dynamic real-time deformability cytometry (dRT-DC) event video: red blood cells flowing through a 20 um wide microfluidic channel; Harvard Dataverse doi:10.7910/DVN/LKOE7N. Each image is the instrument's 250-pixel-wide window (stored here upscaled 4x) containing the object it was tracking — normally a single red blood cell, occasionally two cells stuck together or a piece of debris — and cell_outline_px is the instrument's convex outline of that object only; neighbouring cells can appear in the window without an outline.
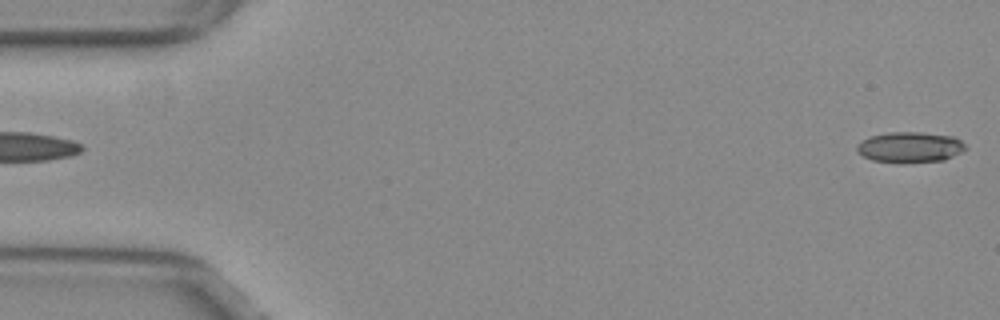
{"species": "common noctule bat (a hibernating species)", "species_latin": "Nyctalus noctula", "temperature_condition": "warm", "stored_images_in_passage": 40, "camera_frame_rate_fps": 3000, "um_per_image_px": 0.085, "animal": {"sex": "female", "body_mass_g": 29.2, "forearm_length_mm": 56.3}, "frame": {"image": 1, "passage_image": 1, "time_ms": 0.0, "image_size_px": [1000, 320], "cell_outline_px": [[968, 148], [944, 160], [904, 164], [872, 160], [864, 156], [856, 148], [856, 144], [868, 136], [888, 132], [920, 132], [952, 136], [960, 140]], "centroid_in_image_um": [77.32, 12.52], "position_along_channel_um": 7.7, "area_um2": 19.59}}
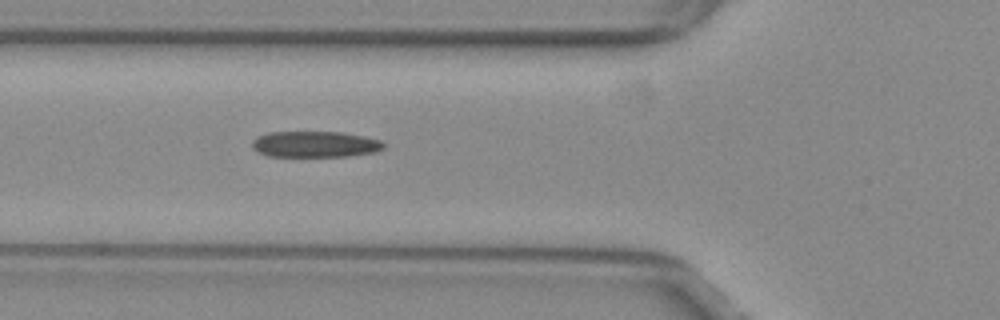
{"frame": {"image": 2, "passage_image": 19, "time_ms": 6.0, "image_size_px": [1000, 320], "cell_outline_px": [[384, 148], [376, 152], [348, 156], [268, 156], [252, 148], [252, 140], [256, 136], [268, 132], [340, 132], [364, 136], [380, 140], [384, 144]], "centroid_in_image_um": [26.77, 12.26], "position_along_channel_um": 99.0, "area_um2": 20.0}}
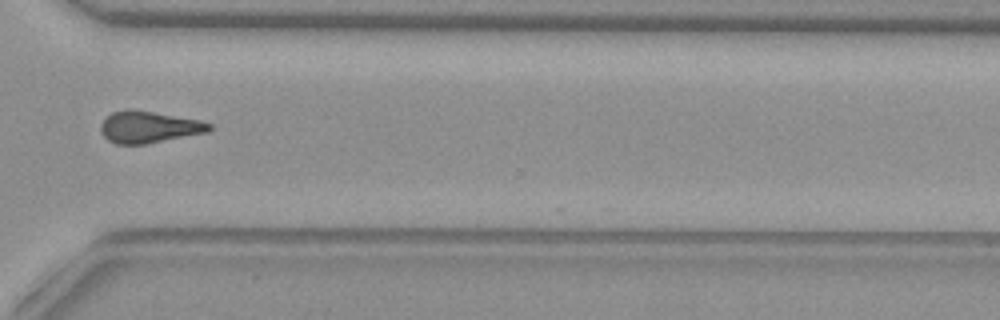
{"frame": {"image": 3, "passage_image": 39, "time_ms": 12.667, "image_size_px": [1000, 320], "cell_outline_px": [[212, 128], [208, 132], [144, 144], [116, 144], [108, 140], [100, 132], [100, 124], [112, 112], [128, 108], [132, 108], [200, 120], [212, 124]], "centroid_in_image_um": [12.63, 10.78], "position_along_channel_um": 358.0, "area_um2": 20.11}}